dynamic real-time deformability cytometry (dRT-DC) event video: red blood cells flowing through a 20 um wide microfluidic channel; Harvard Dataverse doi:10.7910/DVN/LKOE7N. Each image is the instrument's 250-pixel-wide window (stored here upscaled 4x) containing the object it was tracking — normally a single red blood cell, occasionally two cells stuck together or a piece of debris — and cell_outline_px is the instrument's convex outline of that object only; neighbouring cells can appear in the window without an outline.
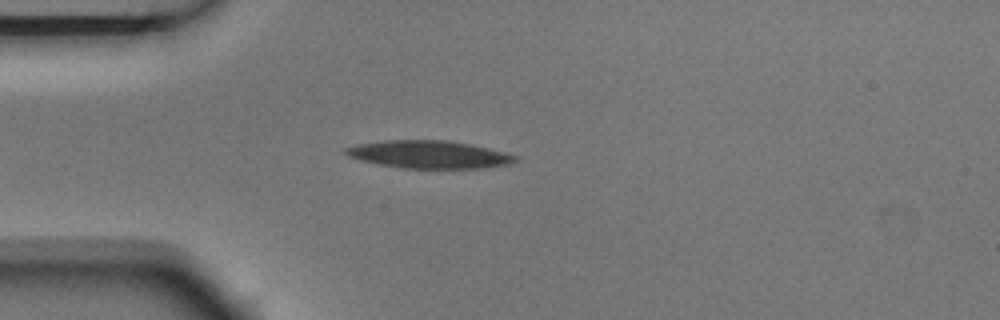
{"species": "Egyptian fruit bat (a non-hibernating species)", "species_latin": "Rousettus aegyptiacus", "temperature_condition": "room temperature", "stored_images_in_passage": 4, "camera_frame_rate_fps": 3000, "um_per_image_px": 0.085, "animal": {"sex": "male"}, "frame": {"image": 1, "passage_image": 3, "time_ms": 0.667, "image_size_px": [1000, 320], "cell_outline_px": [[520, 160], [512, 164], [480, 168], [404, 168], [376, 164], [360, 160], [348, 156], [344, 152], [344, 148], [356, 144], [384, 140], [444, 140], [472, 144], [520, 156]], "centroid_in_image_um": [36.49, 13.13], "position_along_channel_um": 48.5, "area_um2": 27.63}}